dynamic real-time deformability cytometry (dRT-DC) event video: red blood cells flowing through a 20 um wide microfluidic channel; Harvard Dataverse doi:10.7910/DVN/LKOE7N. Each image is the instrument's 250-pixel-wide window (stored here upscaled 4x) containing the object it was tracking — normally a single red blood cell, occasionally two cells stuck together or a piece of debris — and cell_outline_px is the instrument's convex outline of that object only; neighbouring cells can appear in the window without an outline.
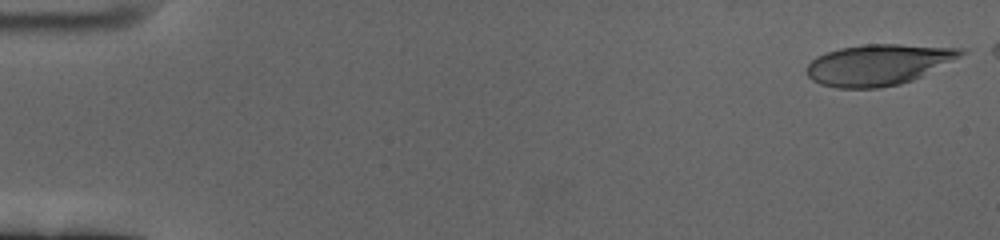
{"species": "human", "species_latin": "Homo sapiens", "temperature_condition": "cold", "stored_images_in_passage": 56, "camera_frame_rate_fps": 3000, "um_per_image_px": 0.085, "donor": {"sex": "female"}, "frame": {"image": 1, "passage_image": 1, "time_ms": 0.0, "image_size_px": [1000, 240], "cell_outline_px": [[968, 52], [912, 80], [900, 84], [880, 88], [836, 88], [820, 84], [812, 80], [808, 76], [808, 64], [816, 56], [840, 48], [864, 44], [900, 44], [968, 48]], "centroid_in_image_um": [74.67, 5.49], "position_along_channel_um": 10.3, "area_um2": 36.65}}
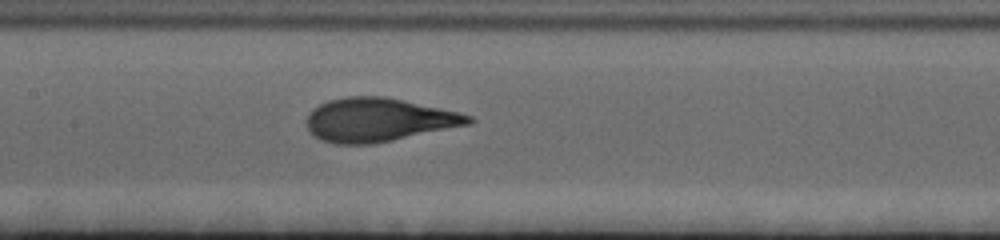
{"frame": {"image": 2, "passage_image": 29, "time_ms": 9.333, "image_size_px": [1000, 240], "cell_outline_px": [[476, 120], [472, 124], [372, 144], [336, 144], [320, 140], [308, 128], [308, 112], [312, 108], [328, 100], [348, 96], [384, 96], [460, 112], [472, 116]], "centroid_in_image_um": [32.2, 10.18], "position_along_channel_um": 175.2, "area_um2": 41.1}}
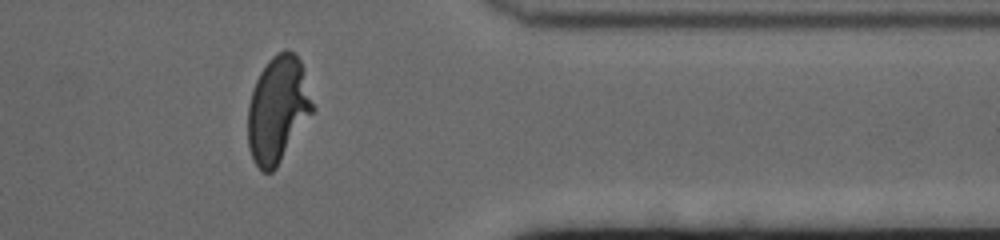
{"frame": {"image": 3, "passage_image": 49, "time_ms": 16.0, "image_size_px": [1000, 240], "cell_outline_px": [[316, 108], [276, 168], [272, 172], [264, 172], [252, 160], [248, 148], [248, 104], [256, 80], [260, 72], [268, 60], [276, 52], [292, 52], [300, 60]], "centroid_in_image_um": [23.62, 9.32], "position_along_channel_um": 387.8, "area_um2": 40.06}}